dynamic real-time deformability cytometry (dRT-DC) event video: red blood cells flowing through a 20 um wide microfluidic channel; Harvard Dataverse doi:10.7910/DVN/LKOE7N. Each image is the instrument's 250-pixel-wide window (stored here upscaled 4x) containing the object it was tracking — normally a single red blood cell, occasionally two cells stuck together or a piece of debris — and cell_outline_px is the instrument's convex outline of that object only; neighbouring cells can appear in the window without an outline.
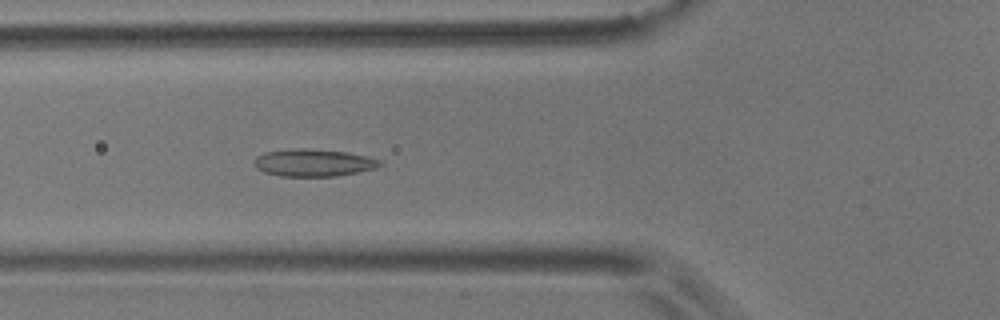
{"species": "common noctule bat (a hibernating species)", "species_latin": "Nyctalus noctula", "temperature_condition": "room temperature", "stored_images_in_passage": 56, "camera_frame_rate_fps": 3000, "um_per_image_px": 0.085, "animal": {"sex": "male", "body_mass_g": 17.9}, "frame": {"image": 1, "passage_image": 20, "time_ms": 6.333, "image_size_px": [1000, 320], "cell_outline_px": [[384, 164], [376, 168], [336, 176], [280, 176], [264, 172], [256, 168], [252, 160], [256, 156], [264, 152], [296, 148], [308, 148], [348, 152], [368, 156], [384, 160]], "centroid_in_image_um": [26.66, 13.82], "position_along_channel_um": 99.1, "area_um2": 20.35}}
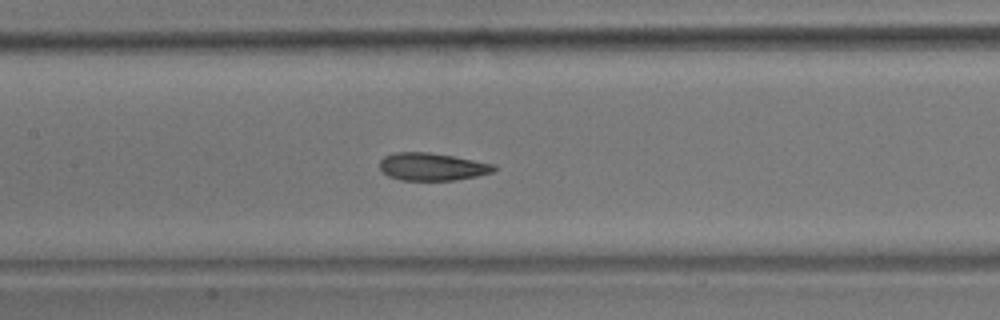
{"frame": {"image": 2, "passage_image": 26, "time_ms": 8.333, "image_size_px": [1000, 320], "cell_outline_px": [[496, 168], [492, 172], [476, 176], [456, 180], [400, 180], [388, 176], [380, 168], [380, 160], [384, 156], [396, 152], [428, 152], [452, 156], [496, 164]], "centroid_in_image_um": [36.72, 14.17], "position_along_channel_um": 170.7, "area_um2": 18.32}}
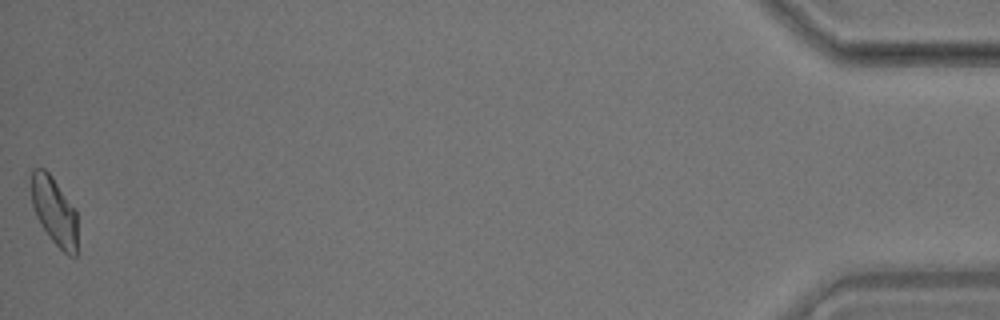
{"frame": {"image": 3, "passage_image": 56, "time_ms": 18.333, "image_size_px": [1000, 320], "cell_outline_px": [[76, 256], [68, 256], [48, 236], [40, 224], [36, 216], [32, 204], [32, 168], [44, 168], [52, 176], [76, 208]], "centroid_in_image_um": [4.62, 17.93], "position_along_channel_um": 430.6, "area_um2": 18.26}, "authors_computed_cell_mechanics": {"area_um2": 18.8428, "velocity_mm_per_s": 3.545, "shape_relaxation_time_tau1_ms": null, "shape_relaxation_time_tau2_ms": 2.1287, "deformation_change_tau1": null, "deformation_change_tau2": 0.0794}}